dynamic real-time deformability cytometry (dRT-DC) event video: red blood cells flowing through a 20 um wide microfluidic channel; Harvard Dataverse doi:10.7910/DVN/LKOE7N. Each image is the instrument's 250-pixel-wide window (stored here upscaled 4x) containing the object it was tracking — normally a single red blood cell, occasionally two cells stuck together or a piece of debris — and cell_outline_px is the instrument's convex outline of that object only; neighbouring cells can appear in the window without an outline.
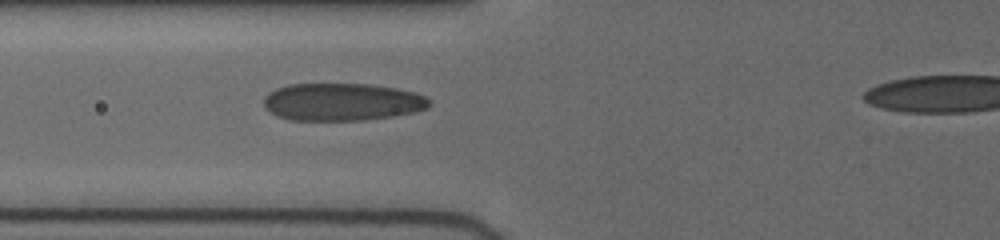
{"species": "human", "species_latin": "Homo sapiens", "temperature_condition": "cold", "stored_images_in_passage": 4, "segment_of_instrument_passage": [1, 2], "camera_frame_rate_fps": 3000, "um_per_image_px": 0.085, "donor": {"sex": "female"}, "frame": {"image": 1, "passage_image": 3, "time_ms": 1.667, "image_size_px": [1000, 240], "cell_outline_px": [[432, 104], [428, 108], [412, 112], [392, 116], [360, 120], [292, 120], [280, 116], [264, 108], [264, 96], [268, 92], [276, 88], [288, 84], [368, 84], [396, 88], [412, 92], [424, 96], [432, 100]], "centroid_in_image_um": [29.07, 8.65], "position_along_channel_um": 96.7, "area_um2": 36.13}}